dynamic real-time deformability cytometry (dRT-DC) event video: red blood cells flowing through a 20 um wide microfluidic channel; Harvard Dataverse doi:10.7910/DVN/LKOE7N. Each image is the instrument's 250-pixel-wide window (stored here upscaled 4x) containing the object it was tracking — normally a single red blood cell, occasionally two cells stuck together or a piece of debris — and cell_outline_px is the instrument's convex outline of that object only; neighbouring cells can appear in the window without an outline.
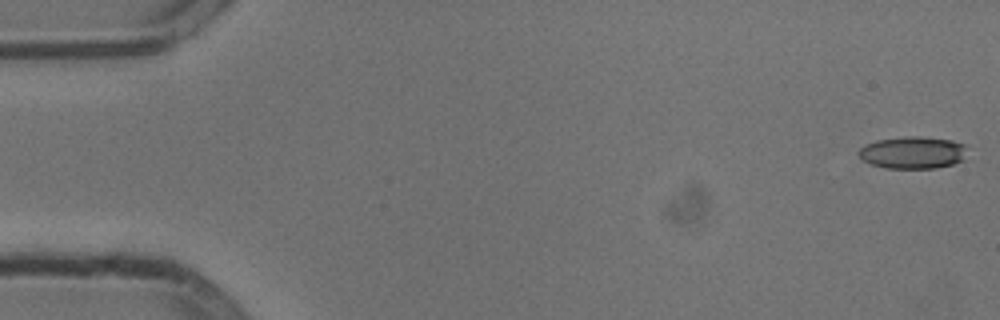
{"species": "common noctule bat (a hibernating species)", "species_latin": "Nyctalus noctula", "temperature_condition": "cold", "stored_images_in_passage": 54, "camera_frame_rate_fps": 3000, "um_per_image_px": 0.085, "animal": {"sex": "male", "body_mass_g": 13.3}, "frame": {"image": 1, "passage_image": 1, "time_ms": 0.0, "image_size_px": [1000, 320], "cell_outline_px": [[964, 160], [952, 164], [936, 168], [884, 168], [860, 160], [856, 152], [864, 144], [876, 140], [904, 136], [920, 136], [952, 140], [964, 144]], "centroid_in_image_um": [77.51, 12.96], "position_along_channel_um": 7.5, "area_um2": 20.58}}
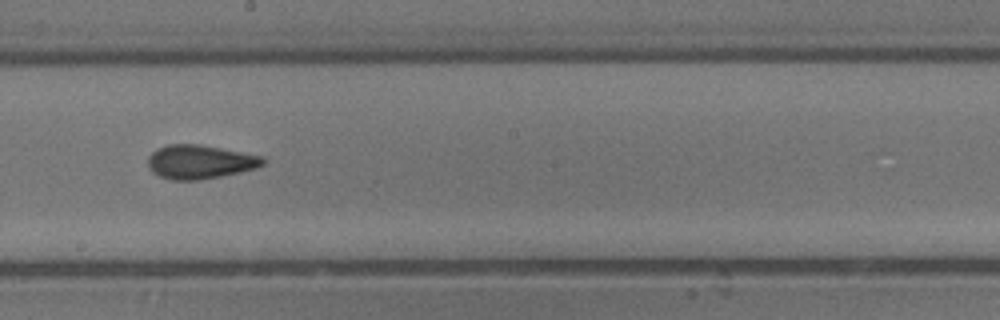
{"frame": {"image": 2, "passage_image": 30, "time_ms": 9.667, "image_size_px": [1000, 320], "cell_outline_px": [[264, 164], [256, 168], [240, 172], [220, 176], [196, 180], [172, 180], [160, 176], [152, 172], [148, 168], [148, 156], [156, 148], [168, 144], [200, 144], [264, 156]], "centroid_in_image_um": [16.97, 13.75], "position_along_channel_um": 231.2, "area_um2": 22.77}}
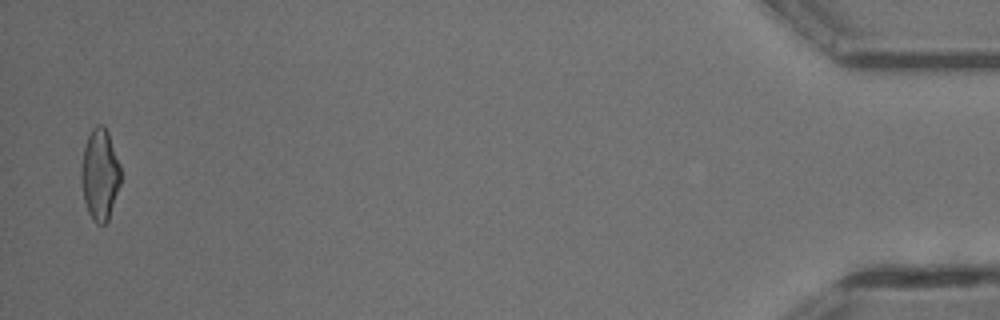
{"frame": {"image": 3, "passage_image": 53, "time_ms": 17.333, "image_size_px": [1000, 320], "cell_outline_px": [[120, 184], [108, 220], [104, 224], [96, 224], [92, 220], [88, 212], [84, 200], [80, 180], [80, 164], [84, 148], [88, 136], [92, 128], [96, 124], [104, 124], [108, 132], [120, 164]], "centroid_in_image_um": [8.47, 14.82], "position_along_channel_um": 426.7, "area_um2": 21.21}, "authors_computed_cell_mechanics": {"area_um2": 21.8484, "velocity_mm_per_s": 3.8067, "shape_relaxation_time_tau1_ms": 8.5901, "shape_relaxation_time_tau2_ms": 2.364, "deformation_change_tau1": 0.2096, "deformation_change_tau2": 0.0954}}